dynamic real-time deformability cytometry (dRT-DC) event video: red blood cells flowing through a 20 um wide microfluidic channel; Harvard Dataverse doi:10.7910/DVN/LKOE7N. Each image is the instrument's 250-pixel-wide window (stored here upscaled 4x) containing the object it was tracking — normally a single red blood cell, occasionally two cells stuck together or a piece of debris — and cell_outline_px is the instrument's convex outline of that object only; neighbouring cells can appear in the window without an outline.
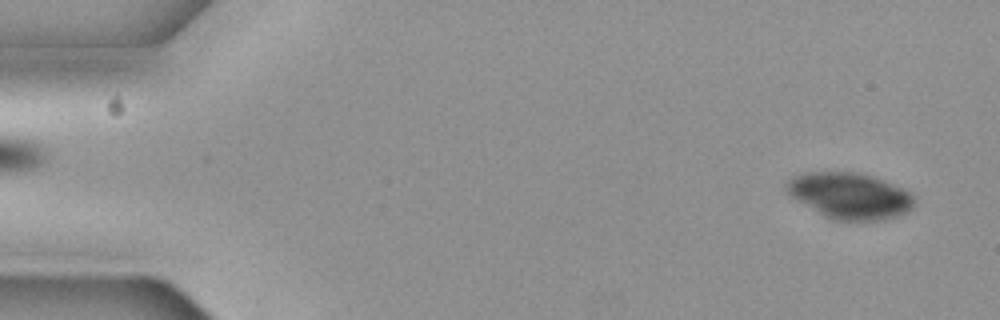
{"species": "common noctule bat (a hibernating species)", "species_latin": "Nyctalus noctula", "temperature_condition": "cold", "stored_images_in_passage": 57, "camera_frame_rate_fps": 3000, "um_per_image_px": 0.085, "animal": {"sex": "female", "body_mass_g": 19.3, "forearm_length_mm": 54.1}, "frame": {"image": 1, "passage_image": 4, "time_ms": 1.0, "image_size_px": [1000, 320], "cell_outline_px": [[916, 204], [908, 212], [900, 216], [884, 220], [832, 220], [824, 216], [784, 192], [784, 184], [792, 176], [804, 172], [860, 172], [884, 180], [908, 192], [912, 196]], "centroid_in_image_um": [72.2, 16.63], "position_along_channel_um": 12.8, "area_um2": 34.56}}